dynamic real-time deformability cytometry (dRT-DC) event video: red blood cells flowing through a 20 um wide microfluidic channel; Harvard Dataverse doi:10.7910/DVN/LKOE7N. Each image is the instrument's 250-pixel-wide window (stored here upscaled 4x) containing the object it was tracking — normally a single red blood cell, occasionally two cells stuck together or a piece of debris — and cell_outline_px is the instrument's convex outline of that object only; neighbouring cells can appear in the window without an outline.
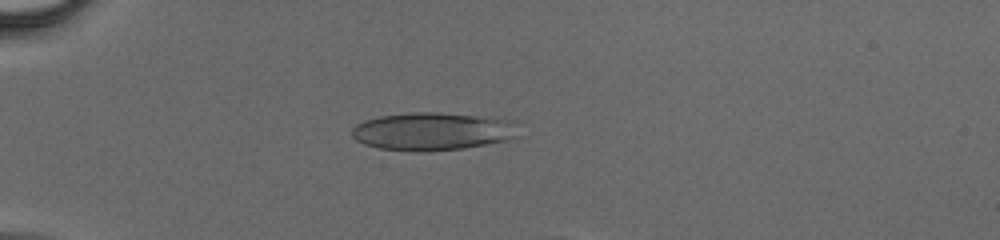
{"species": "human", "species_latin": "Homo sapiens", "temperature_condition": "cold", "stored_images_in_passage": 43, "camera_frame_rate_fps": 3000, "um_per_image_px": 0.085, "donor": {"sex": "male"}, "frame": {"image": 1, "passage_image": 14, "time_ms": 4.333, "image_size_px": [1000, 240], "cell_outline_px": [[520, 136], [508, 140], [464, 148], [380, 148], [364, 144], [356, 140], [352, 136], [352, 128], [356, 124], [364, 120], [380, 116], [416, 112], [436, 112], [516, 120]], "centroid_in_image_um": [36.84, 11.11], "position_along_channel_um": 48.2, "area_um2": 35.72}}
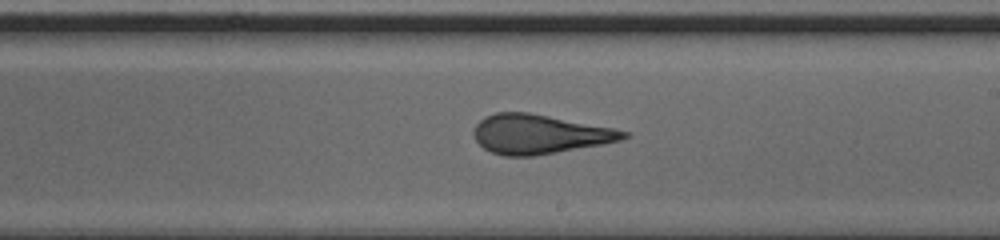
{"frame": {"image": 2, "passage_image": 29, "time_ms": 9.333, "image_size_px": [1000, 240], "cell_outline_px": [[628, 136], [620, 140], [600, 144], [556, 152], [532, 156], [504, 156], [492, 152], [484, 148], [476, 140], [472, 132], [476, 124], [484, 116], [496, 112], [528, 112], [612, 128], [628, 132]], "centroid_in_image_um": [45.77, 11.4], "position_along_channel_um": 243.2, "area_um2": 33.81}}
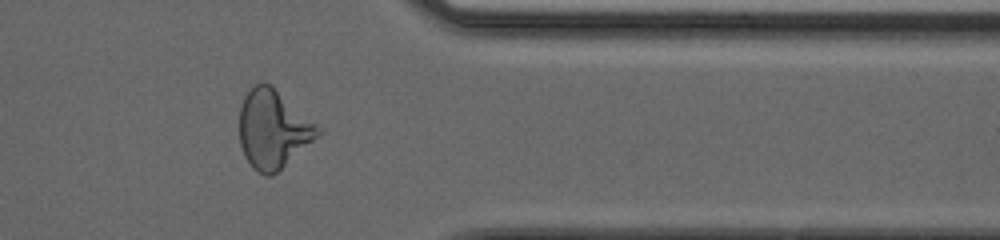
{"frame": {"image": 3, "passage_image": 39, "time_ms": 12.667, "image_size_px": [1000, 240], "cell_outline_px": [[324, 128], [312, 140], [272, 176], [264, 176], [252, 168], [244, 156], [240, 144], [240, 104], [244, 96], [256, 84], [272, 84]], "centroid_in_image_um": [23.21, 10.96], "position_along_channel_um": 388.2, "area_um2": 35.84}}